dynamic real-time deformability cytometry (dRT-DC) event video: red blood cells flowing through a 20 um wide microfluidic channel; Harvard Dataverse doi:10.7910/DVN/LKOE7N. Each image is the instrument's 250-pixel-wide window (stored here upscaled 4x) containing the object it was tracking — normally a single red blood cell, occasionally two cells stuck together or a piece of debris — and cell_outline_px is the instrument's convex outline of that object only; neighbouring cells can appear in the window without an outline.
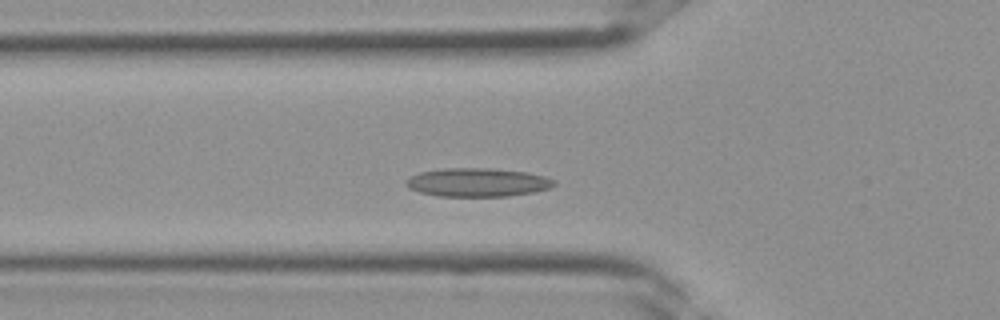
{"species": "Egyptian fruit bat (a non-hibernating species)", "species_latin": "Rousettus aegyptiacus", "temperature_condition": "room temperature", "stored_images_in_passage": 33, "camera_frame_rate_fps": 3000, "um_per_image_px": 0.085, "frame": {"image": 1, "passage_image": 8, "time_ms": 2.333, "image_size_px": [1000, 320], "cell_outline_px": [[556, 184], [548, 188], [536, 192], [508, 196], [440, 196], [420, 192], [408, 188], [404, 180], [420, 172], [444, 168], [492, 168], [528, 172], [544, 176], [556, 180]], "centroid_in_image_um": [40.61, 15.49], "position_along_channel_um": 85.2, "area_um2": 24.74}}
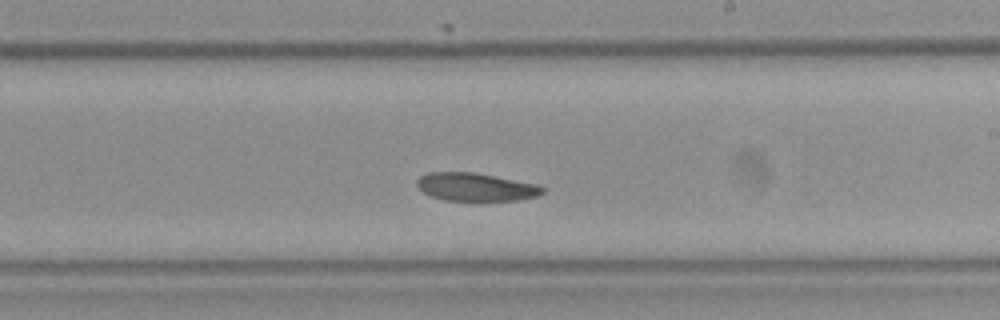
{"frame": {"image": 2, "passage_image": 17, "time_ms": 5.333, "image_size_px": [1000, 320], "cell_outline_px": [[544, 192], [540, 196], [516, 200], [444, 200], [432, 196], [424, 192], [416, 184], [416, 180], [420, 176], [428, 172], [476, 172], [536, 184], [544, 188]], "centroid_in_image_um": [40.44, 15.88], "position_along_channel_um": 248.6, "area_um2": 20.46}}
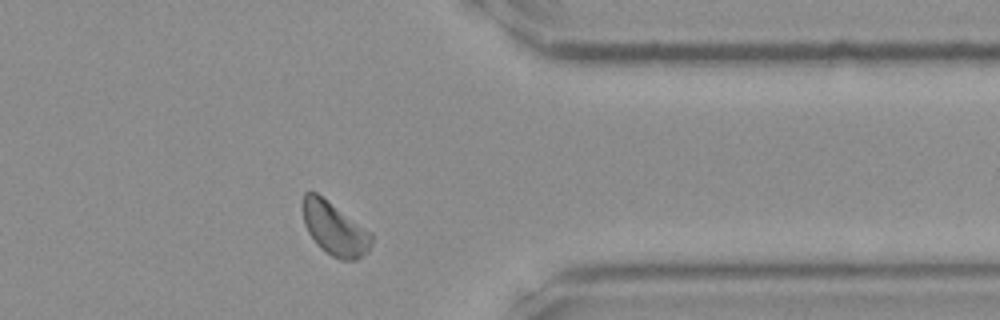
{"frame": {"image": 3, "passage_image": 25, "time_ms": 8.0, "image_size_px": [1000, 320], "cell_outline_px": [[372, 244], [368, 252], [356, 260], [340, 260], [332, 256], [320, 248], [316, 244], [308, 232], [304, 224], [300, 208], [300, 200], [304, 192], [316, 192], [372, 232]], "centroid_in_image_um": [28.4, 19.42], "position_along_channel_um": 383.0, "area_um2": 21.79}}